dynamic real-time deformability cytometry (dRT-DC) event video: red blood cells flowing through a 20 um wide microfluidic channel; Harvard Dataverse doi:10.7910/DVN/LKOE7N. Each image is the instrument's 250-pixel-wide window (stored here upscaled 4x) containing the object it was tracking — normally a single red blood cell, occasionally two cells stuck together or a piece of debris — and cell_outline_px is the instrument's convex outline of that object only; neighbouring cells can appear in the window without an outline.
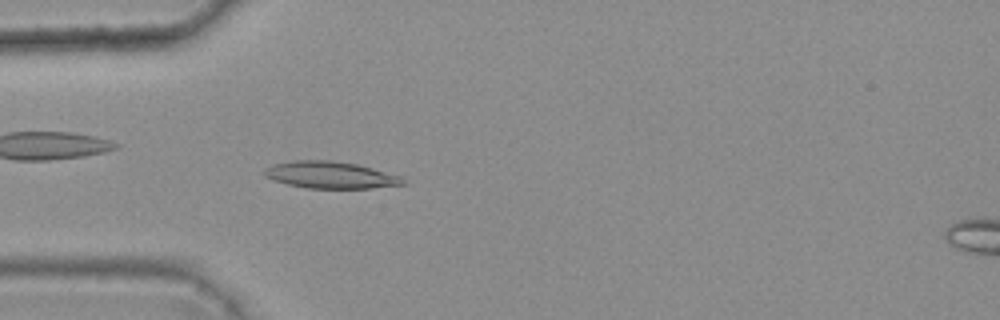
{"species": "common noctule bat (a hibernating species)", "species_latin": "Nyctalus noctula", "temperature_condition": "warm", "stored_images_in_passage": 5, "camera_frame_rate_fps": 3000, "um_per_image_px": 0.085, "animal": {"sex": "female", "body_mass_g": 25.1}, "frame": {"image": 1, "passage_image": 5, "time_ms": 1.333, "image_size_px": [1000, 320], "cell_outline_px": [[408, 184], [372, 188], [308, 188], [288, 184], [272, 180], [264, 176], [264, 168], [272, 164], [292, 160], [332, 160], [356, 164], [372, 168], [400, 176]], "centroid_in_image_um": [28.06, 14.87], "position_along_channel_um": 56.9, "area_um2": 21.79}}